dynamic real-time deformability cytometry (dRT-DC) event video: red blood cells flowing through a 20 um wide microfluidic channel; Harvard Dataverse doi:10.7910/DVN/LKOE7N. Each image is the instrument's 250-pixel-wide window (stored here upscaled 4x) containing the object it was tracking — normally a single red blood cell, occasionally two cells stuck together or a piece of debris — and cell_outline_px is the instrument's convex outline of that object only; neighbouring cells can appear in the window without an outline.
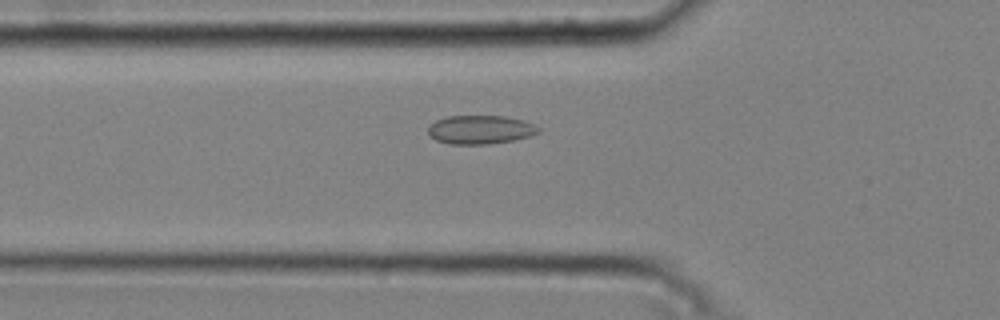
{"species": "common noctule bat (a hibernating species)", "species_latin": "Nyctalus noctula", "temperature_condition": "cold", "stored_images_in_passage": 46, "camera_frame_rate_fps": 3000, "um_per_image_px": 0.085, "animal": {"sex": "male", "body_mass_g": 20.4}, "frame": {"image": 1, "passage_image": 17, "time_ms": 5.333, "image_size_px": [1000, 320], "cell_outline_px": [[540, 132], [532, 136], [512, 140], [488, 144], [448, 144], [436, 140], [428, 136], [428, 128], [436, 120], [448, 116], [504, 116], [524, 120], [540, 128]], "centroid_in_image_um": [40.83, 11.02], "position_along_channel_um": 85.0, "area_um2": 18.5}}
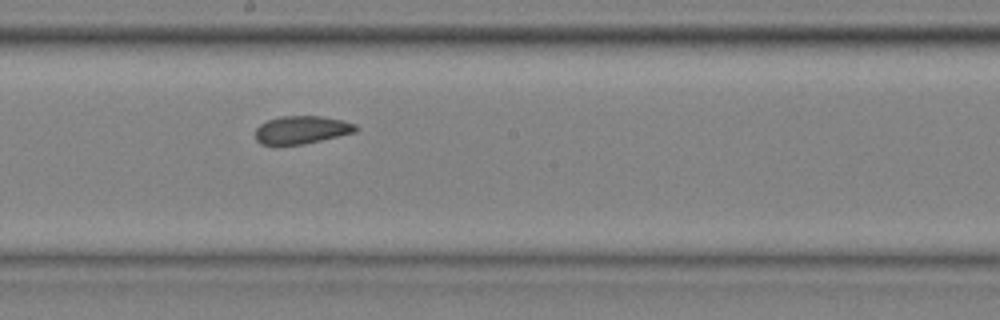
{"frame": {"image": 2, "passage_image": 28, "time_ms": 9.0, "image_size_px": [1000, 320], "cell_outline_px": [[360, 128], [356, 132], [304, 144], [260, 144], [256, 140], [256, 128], [260, 124], [268, 120], [280, 116], [320, 116], [344, 120], [356, 124]], "centroid_in_image_um": [25.68, 11.02], "position_along_channel_um": 222.5, "area_um2": 16.36}}
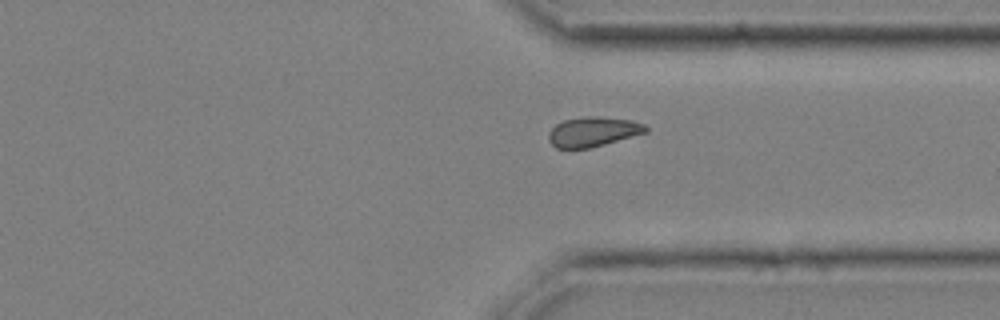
{"frame": {"image": 3, "passage_image": 39, "time_ms": 12.667, "image_size_px": [1000, 320], "cell_outline_px": [[648, 132], [604, 144], [588, 148], [556, 148], [548, 140], [548, 132], [556, 124], [564, 120], [580, 116], [600, 116], [632, 120], [644, 124], [648, 128]], "centroid_in_image_um": [50.4, 11.18], "position_along_channel_um": 361.0, "area_um2": 16.94}, "authors_computed_cell_mechanics": {"area_um2": 17.2822, "velocity_mm_per_s": 3.7522, "shape_relaxation_time_tau1_ms": null, "shape_relaxation_time_tau2_ms": 1.3311, "deformation_change_tau1": null, "deformation_change_tau2": 0.0654}}